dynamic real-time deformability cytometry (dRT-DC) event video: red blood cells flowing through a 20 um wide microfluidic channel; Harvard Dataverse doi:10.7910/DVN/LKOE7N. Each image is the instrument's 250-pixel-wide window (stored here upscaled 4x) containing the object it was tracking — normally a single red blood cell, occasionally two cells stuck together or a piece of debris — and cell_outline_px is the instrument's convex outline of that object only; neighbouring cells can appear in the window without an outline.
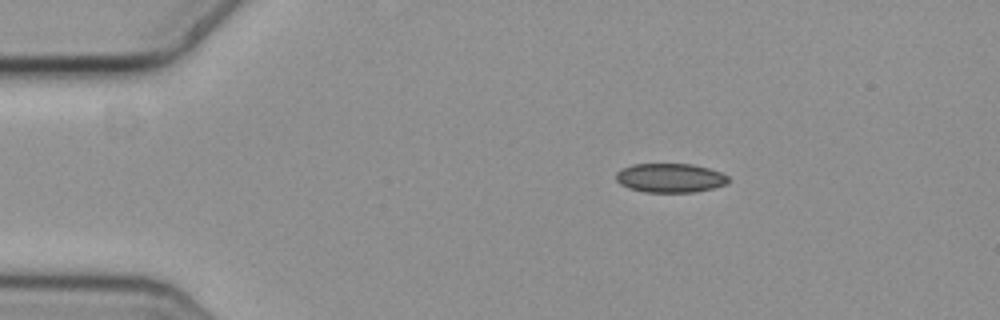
{"species": "common noctule bat (a hibernating species)", "species_latin": "Nyctalus noctula", "temperature_condition": "cold", "stored_images_in_passage": 48, "camera_frame_rate_fps": 3000, "um_per_image_px": 0.085, "animal": {"sex": "female", "body_mass_g": 19.3, "forearm_length_mm": 54.1}, "frame": {"image": 1, "passage_image": 1, "time_ms": 0.0, "image_size_px": [1000, 320], "cell_outline_px": [[728, 184], [696, 192], [644, 192], [628, 188], [620, 184], [616, 180], [616, 172], [632, 164], [692, 164], [708, 168], [720, 172], [728, 176]], "centroid_in_image_um": [56.96, 15.13], "position_along_channel_um": 28.0, "area_um2": 19.07}}
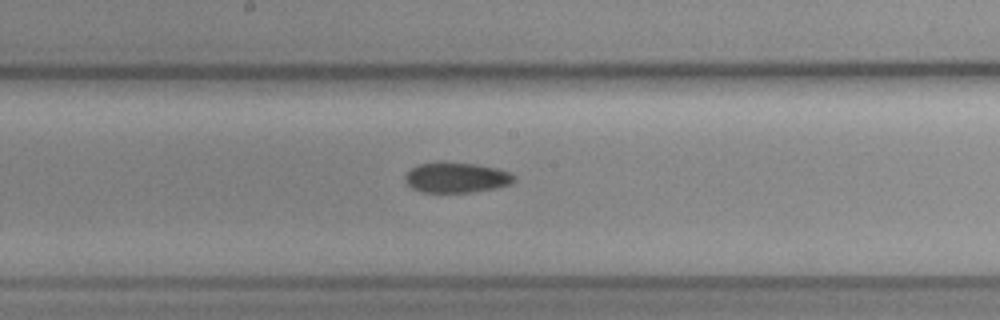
{"frame": {"image": 2, "passage_image": 21, "time_ms": 6.667, "image_size_px": [1000, 320], "cell_outline_px": [[516, 180], [508, 184], [496, 188], [472, 192], [420, 192], [412, 188], [404, 180], [404, 176], [412, 168], [420, 164], [444, 160], [476, 164], [496, 168], [508, 172], [516, 176]], "centroid_in_image_um": [38.77, 15.07], "position_along_channel_um": 209.4, "area_um2": 19.48}}
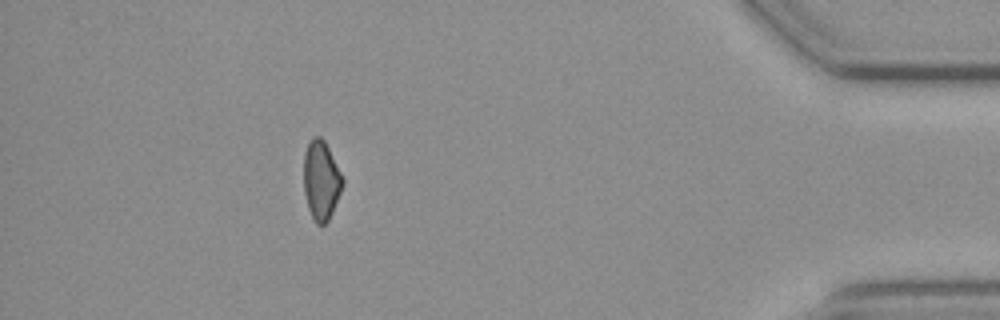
{"frame": {"image": 3, "passage_image": 42, "time_ms": 13.667, "image_size_px": [1000, 320], "cell_outline_px": [[344, 184], [332, 212], [328, 220], [324, 224], [316, 224], [308, 208], [304, 192], [304, 152], [312, 136], [320, 136], [324, 140], [344, 180]], "centroid_in_image_um": [27.29, 15.32], "position_along_channel_um": 407.9, "area_um2": 17.74}, "authors_computed_cell_mechanics": {"area_um2": 19.074, "velocity_mm_per_s": 3.6389, "shape_relaxation_time_tau1_ms": 4.1718, "shape_relaxation_time_tau2_ms": null, "deformation_change_tau1": 0.0556, "deformation_change_tau2": null}}